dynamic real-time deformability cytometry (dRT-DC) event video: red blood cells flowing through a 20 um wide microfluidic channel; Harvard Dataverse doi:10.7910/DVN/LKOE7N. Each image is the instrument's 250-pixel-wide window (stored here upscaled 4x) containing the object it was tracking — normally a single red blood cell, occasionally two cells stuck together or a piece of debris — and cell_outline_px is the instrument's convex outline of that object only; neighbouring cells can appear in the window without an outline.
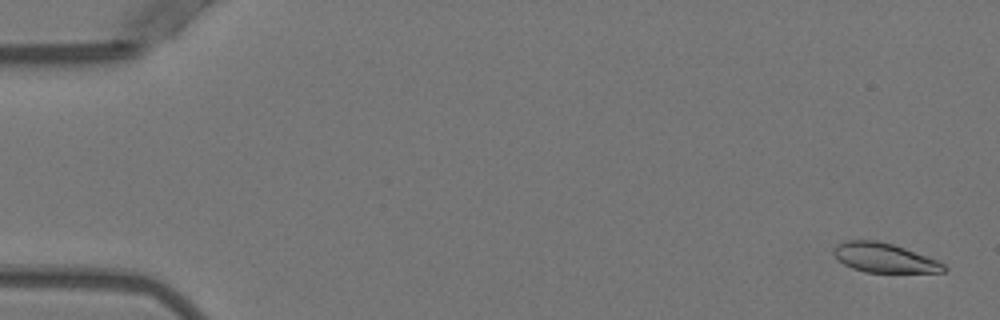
{"species": "Egyptian fruit bat (a non-hibernating species)", "species_latin": "Rousettus aegyptiacus", "temperature_condition": "warm", "stored_images_in_passage": 52, "camera_frame_rate_fps": 3000, "um_per_image_px": 0.085, "animal": {"sex": "female"}, "frame": {"image": 1, "passage_image": 2, "time_ms": 0.333, "image_size_px": [1000, 320], "cell_outline_px": [[948, 268], [944, 272], [864, 272], [852, 268], [844, 264], [832, 252], [836, 244], [844, 240], [876, 240], [892, 244], [904, 248], [936, 260], [944, 264]], "centroid_in_image_um": [75.13, 21.91], "position_along_channel_um": 9.9, "area_um2": 18.67}}
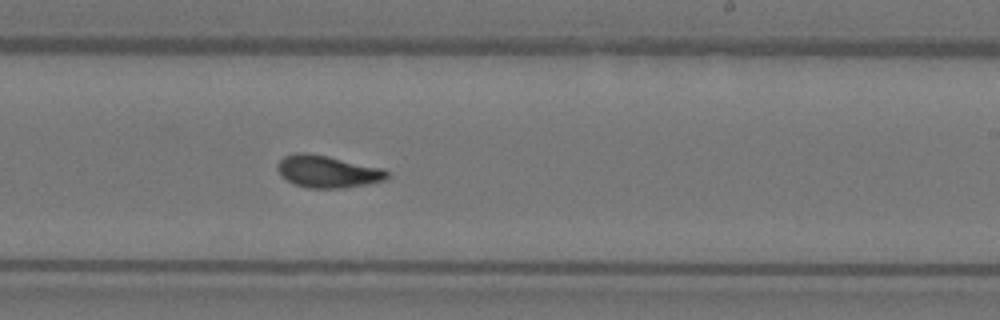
{"frame": {"image": 2, "passage_image": 32, "time_ms": 10.333, "image_size_px": [1000, 320], "cell_outline_px": [[388, 180], [368, 184], [344, 188], [308, 188], [292, 184], [280, 176], [276, 168], [276, 164], [284, 156], [296, 152], [308, 152], [328, 156], [384, 168], [388, 172]], "centroid_in_image_um": [27.83, 14.58], "position_along_channel_um": 261.2, "area_um2": 21.04}}
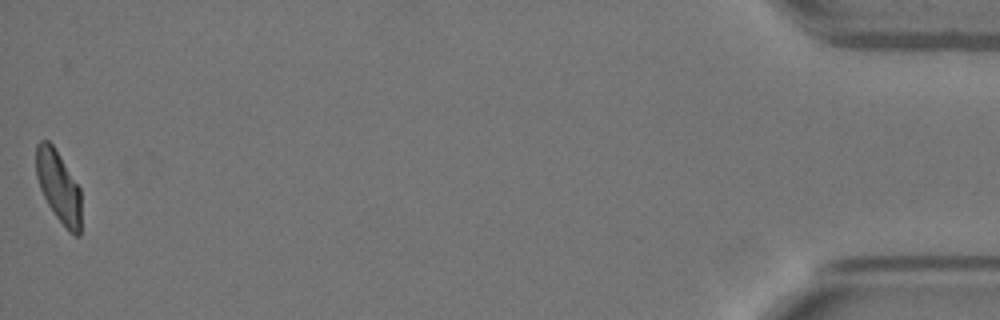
{"frame": {"image": 3, "passage_image": 52, "time_ms": 17.0, "image_size_px": [1000, 320], "cell_outline_px": [[80, 236], [76, 236], [68, 232], [56, 216], [48, 204], [40, 188], [36, 176], [36, 144], [40, 140], [48, 140], [52, 144], [80, 188]], "centroid_in_image_um": [4.97, 15.87], "position_along_channel_um": 430.2, "area_um2": 18.61}, "authors_computed_cell_mechanics": {"area_um2": 19.941, "velocity_mm_per_s": 3.938, "shape_relaxation_time_tau1_ms": 6.2598, "shape_relaxation_time_tau2_ms": 1.5778, "deformation_change_tau1": 0.1988, "deformation_change_tau2": 0.08}}